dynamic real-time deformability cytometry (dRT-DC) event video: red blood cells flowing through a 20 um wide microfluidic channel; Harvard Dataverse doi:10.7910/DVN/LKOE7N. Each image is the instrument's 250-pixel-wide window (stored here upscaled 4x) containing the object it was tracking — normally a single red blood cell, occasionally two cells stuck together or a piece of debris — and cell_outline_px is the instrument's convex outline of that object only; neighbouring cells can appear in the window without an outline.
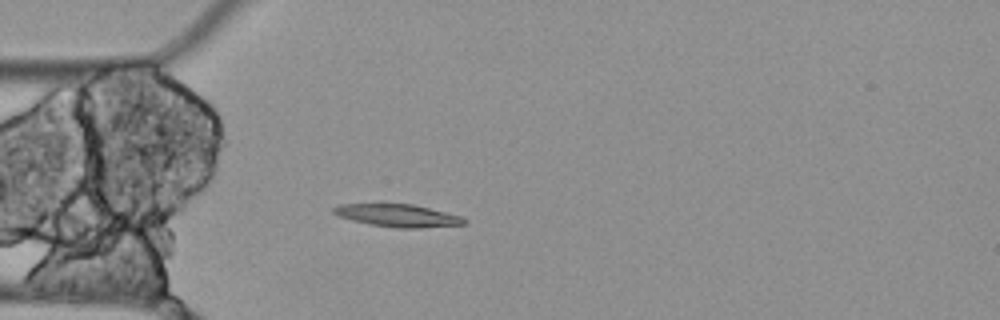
{"species": "Egyptian fruit bat (a non-hibernating species)", "species_latin": "Rousettus aegyptiacus", "temperature_condition": "cold", "stored_images_in_passage": 4, "camera_frame_rate_fps": 3000, "um_per_image_px": 0.085, "animal": {"sex": "female"}, "frame": {"image": 1, "passage_image": 4, "time_ms": 1.0, "image_size_px": [1000, 320], "cell_outline_px": [[468, 224], [420, 228], [396, 228], [372, 224], [352, 220], [340, 216], [332, 212], [332, 208], [340, 204], [412, 204], [460, 216], [468, 220]], "centroid_in_image_um": [33.84, 18.33], "position_along_channel_um": 51.2, "area_um2": 16.99}}